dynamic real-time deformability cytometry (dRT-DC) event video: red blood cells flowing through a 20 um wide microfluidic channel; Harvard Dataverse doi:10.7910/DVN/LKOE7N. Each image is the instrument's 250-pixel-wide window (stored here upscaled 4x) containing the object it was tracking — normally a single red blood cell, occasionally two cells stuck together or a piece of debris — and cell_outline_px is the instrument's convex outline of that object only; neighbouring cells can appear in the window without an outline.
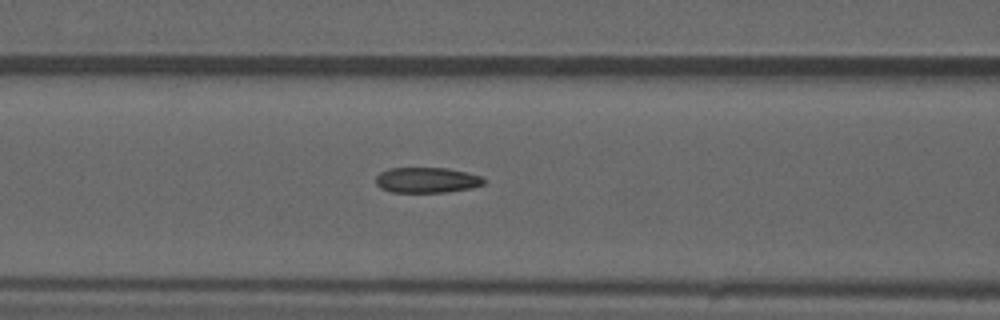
{"species": "common noctule bat (a hibernating species)", "species_latin": "Nyctalus noctula", "temperature_condition": "warm", "stored_images_in_passage": 40, "camera_frame_rate_fps": 3000, "um_per_image_px": 0.085, "animal": {"sex": "male", "forearm_length_mm": 52.5}, "frame": {"image": 1, "passage_image": 7, "time_ms": 2.0, "image_size_px": [1000, 320], "cell_outline_px": [[484, 184], [472, 188], [448, 192], [392, 192], [380, 188], [376, 184], [376, 176], [380, 172], [388, 168], [448, 168], [480, 176], [484, 180]], "centroid_in_image_um": [36.25, 15.31], "position_along_channel_um": 130.4, "area_um2": 16.01}, "authors_computed_cell_mechanics": {"area_um2": 16.184, "velocity_mm_per_s": 3.7246, "shape_relaxation_time_tau1_ms": 9.6875, "shape_relaxation_time_tau2_ms": 1.9568, "deformation_change_tau1": 0.2336, "deformation_change_tau2": 0.0938}}